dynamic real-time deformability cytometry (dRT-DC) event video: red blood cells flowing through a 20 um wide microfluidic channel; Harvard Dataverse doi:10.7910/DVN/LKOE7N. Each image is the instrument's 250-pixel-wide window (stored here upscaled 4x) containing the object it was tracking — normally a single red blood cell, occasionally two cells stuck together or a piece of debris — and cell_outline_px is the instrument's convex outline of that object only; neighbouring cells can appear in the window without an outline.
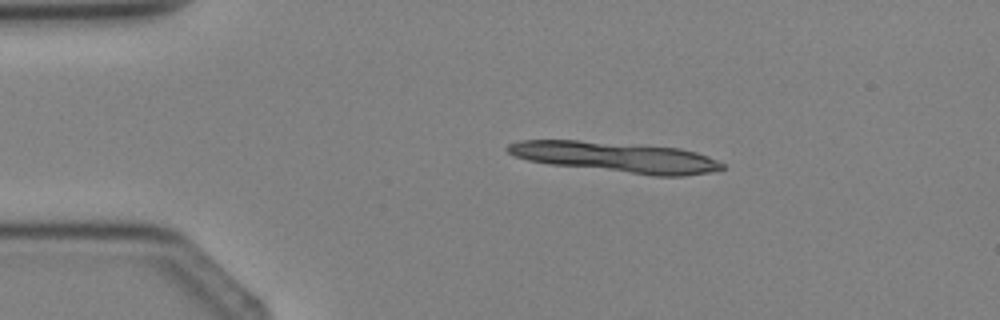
{"species": "Egyptian fruit bat (a non-hibernating species)", "species_latin": "Rousettus aegyptiacus", "temperature_condition": "cold", "stored_images_in_passage": 2, "camera_frame_rate_fps": 3000, "um_per_image_px": 0.085, "animal": {"sex": "female"}, "frame": {"image": 1, "passage_image": 1, "time_ms": 0.0, "image_size_px": [1000, 320], "cell_outline_px": [[724, 168], [712, 172], [684, 176], [656, 176], [552, 164], [528, 160], [516, 156], [508, 152], [504, 148], [508, 144], [520, 140], [580, 140], [680, 148], [696, 152], [716, 160], [724, 164]], "centroid_in_image_um": [52.36, 13.35], "position_along_channel_um": 32.6, "area_um2": 37.8}}